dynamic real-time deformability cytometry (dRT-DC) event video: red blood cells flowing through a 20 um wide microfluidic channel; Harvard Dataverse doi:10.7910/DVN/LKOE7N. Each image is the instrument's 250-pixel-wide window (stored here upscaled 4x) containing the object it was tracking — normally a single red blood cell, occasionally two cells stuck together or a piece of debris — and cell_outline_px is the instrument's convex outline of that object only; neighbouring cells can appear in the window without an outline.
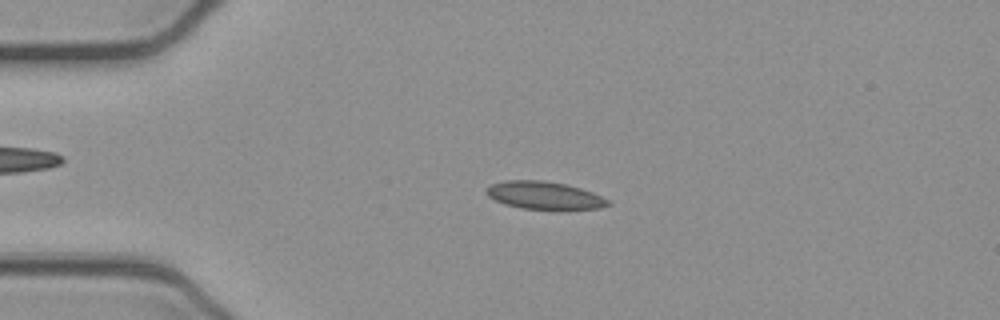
{"species": "common noctule bat (a hibernating species)", "species_latin": "Nyctalus noctula", "temperature_condition": "cold", "stored_images_in_passage": 51, "camera_frame_rate_fps": 3000, "um_per_image_px": 0.085, "animal": {"sex": "female", "body_mass_g": 21.9}, "frame": {"image": 1, "passage_image": 11, "time_ms": 3.333, "image_size_px": [1000, 320], "cell_outline_px": [[612, 204], [600, 208], [520, 208], [504, 204], [488, 196], [488, 188], [492, 184], [508, 180], [544, 180], [564, 184], [580, 188], [592, 192], [608, 200]], "centroid_in_image_um": [46.27, 16.59], "position_along_channel_um": 38.7, "area_um2": 19.02}}
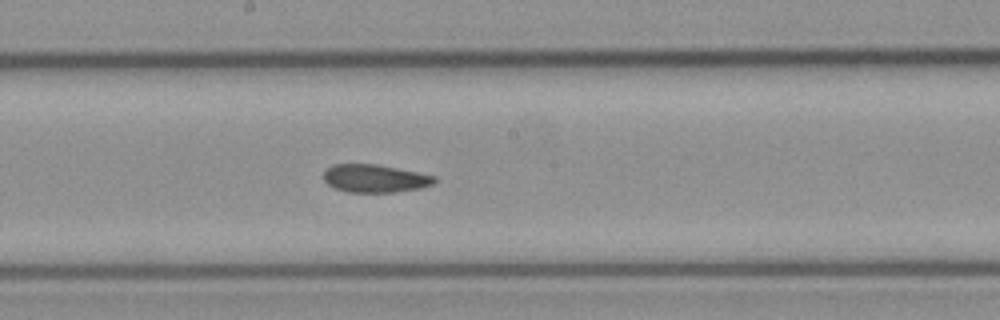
{"frame": {"image": 2, "passage_image": 27, "time_ms": 8.667, "image_size_px": [1000, 320], "cell_outline_px": [[436, 180], [432, 184], [420, 188], [396, 192], [348, 192], [332, 188], [324, 180], [324, 172], [332, 164], [376, 164], [436, 176]], "centroid_in_image_um": [31.84, 15.17], "position_along_channel_um": 216.4, "area_um2": 17.98}}
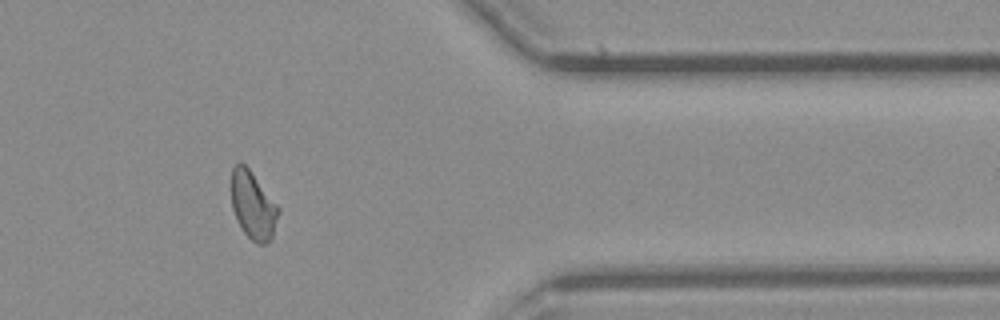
{"frame": {"image": 3, "passage_image": 42, "time_ms": 13.667, "image_size_px": [1000, 320], "cell_outline_px": [[280, 212], [272, 236], [268, 244], [256, 244], [244, 232], [236, 220], [232, 208], [232, 168], [240, 160], [248, 168], [280, 208]], "centroid_in_image_um": [21.51, 17.48], "position_along_channel_um": 389.9, "area_um2": 18.5}, "authors_computed_cell_mechanics": {"area_um2": 18.9006, "velocity_mm_per_s": 3.9014, "shape_relaxation_time_tau1_ms": null, "shape_relaxation_time_tau2_ms": 4.4511, "deformation_change_tau1": null, "deformation_change_tau2": 0.0833}}